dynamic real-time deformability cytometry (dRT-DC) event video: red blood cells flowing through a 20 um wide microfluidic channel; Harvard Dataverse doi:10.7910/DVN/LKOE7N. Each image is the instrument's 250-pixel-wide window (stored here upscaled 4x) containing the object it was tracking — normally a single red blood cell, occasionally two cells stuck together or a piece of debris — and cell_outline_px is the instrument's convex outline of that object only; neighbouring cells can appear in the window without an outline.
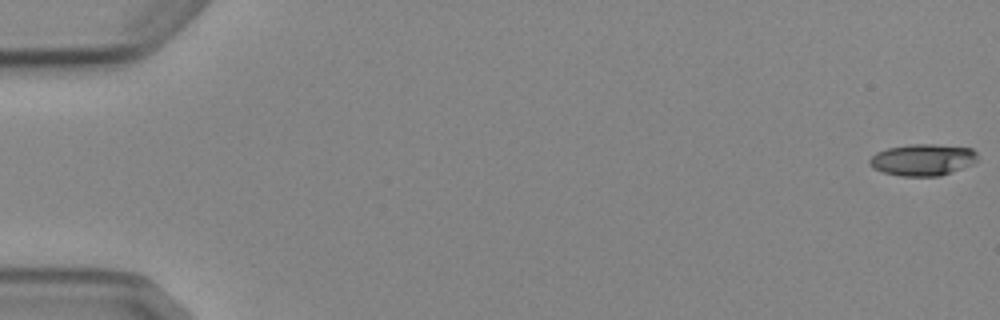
{"species": "Egyptian fruit bat (a non-hibernating species)", "species_latin": "Rousettus aegyptiacus", "temperature_condition": "cold", "stored_images_in_passage": 6, "camera_frame_rate_fps": 3000, "um_per_image_px": 0.085, "animal": {"sex": "female"}, "frame": {"image": 1, "passage_image": 1, "time_ms": 0.0, "image_size_px": [1000, 320], "cell_outline_px": [[976, 160], [972, 164], [940, 176], [900, 176], [884, 172], [872, 168], [868, 164], [868, 160], [876, 152], [888, 148], [912, 144], [932, 144], [972, 148], [976, 152]], "centroid_in_image_um": [78.39, 13.58], "position_along_channel_um": 6.6, "area_um2": 19.83}}